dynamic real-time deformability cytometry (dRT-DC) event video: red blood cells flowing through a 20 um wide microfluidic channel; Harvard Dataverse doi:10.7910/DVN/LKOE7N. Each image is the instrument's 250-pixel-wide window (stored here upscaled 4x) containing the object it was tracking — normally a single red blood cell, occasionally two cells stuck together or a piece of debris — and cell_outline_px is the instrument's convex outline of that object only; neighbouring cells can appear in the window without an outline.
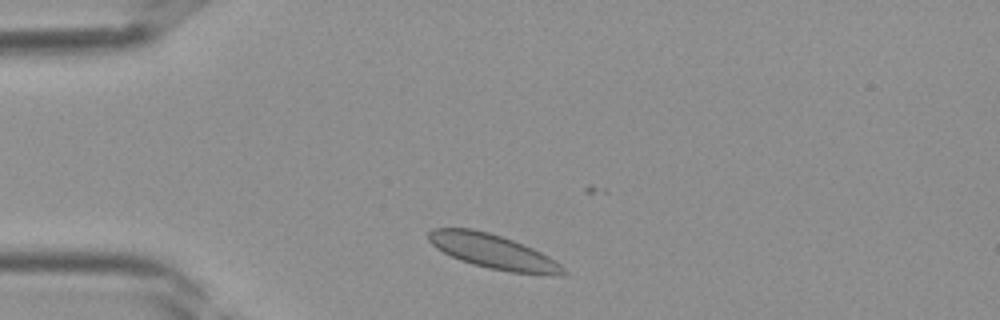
{"species": "Egyptian fruit bat (a non-hibernating species)", "species_latin": "Rousettus aegyptiacus", "temperature_condition": "room temperature", "stored_images_in_passage": 34, "camera_frame_rate_fps": 3000, "um_per_image_px": 0.085, "frame": {"image": 1, "passage_image": 3, "time_ms": 0.667, "image_size_px": [1000, 320], "cell_outline_px": [[568, 272], [560, 276], [552, 276], [508, 272], [488, 268], [472, 264], [460, 260], [436, 248], [428, 240], [428, 232], [432, 228], [472, 228], [488, 232], [512, 240], [532, 248], [548, 256], [560, 264]], "centroid_in_image_um": [41.93, 21.4], "position_along_channel_um": 43.1, "area_um2": 27.05}}
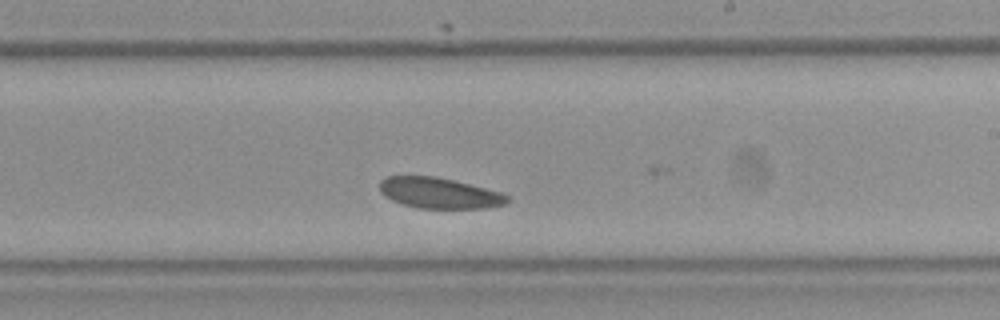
{"frame": {"image": 2, "passage_image": 17, "time_ms": 5.333, "image_size_px": [1000, 320], "cell_outline_px": [[512, 196], [504, 204], [484, 208], [416, 208], [400, 204], [384, 196], [380, 192], [380, 180], [388, 176], [436, 176], [504, 192]], "centroid_in_image_um": [37.35, 16.41], "position_along_channel_um": 251.7, "area_um2": 23.12}}
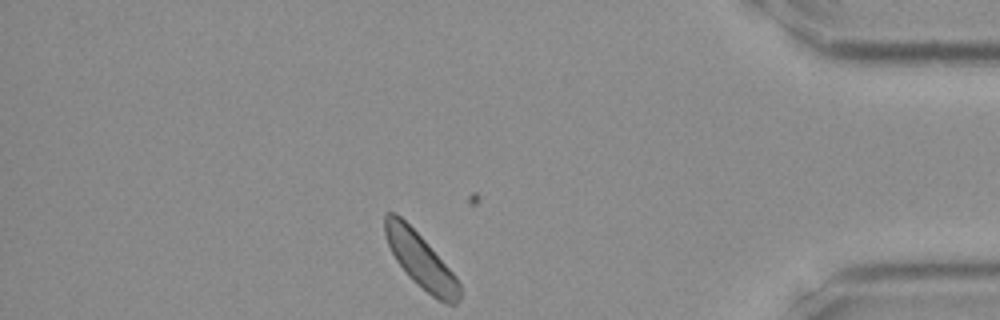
{"frame": {"image": 3, "passage_image": 28, "time_ms": 9.0, "image_size_px": [1000, 320], "cell_outline_px": [[460, 300], [456, 304], [448, 304], [432, 296], [416, 284], [408, 276], [396, 260], [388, 244], [384, 232], [384, 216], [388, 212], [396, 212], [424, 240], [456, 276], [460, 284]], "centroid_in_image_um": [35.74, 22.15], "position_along_channel_um": 399.5, "area_um2": 23.47}}